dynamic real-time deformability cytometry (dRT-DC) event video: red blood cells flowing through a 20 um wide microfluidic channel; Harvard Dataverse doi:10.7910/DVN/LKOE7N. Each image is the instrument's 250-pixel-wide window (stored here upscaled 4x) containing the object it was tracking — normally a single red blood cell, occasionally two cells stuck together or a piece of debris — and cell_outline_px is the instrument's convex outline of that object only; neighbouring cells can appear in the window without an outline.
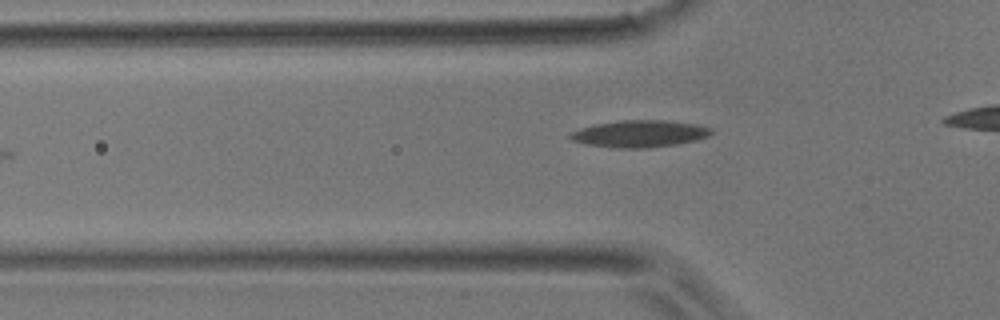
{"species": "common noctule bat (a hibernating species)", "species_latin": "Nyctalus noctula", "temperature_condition": "room temperature", "stored_images_in_passage": 13, "camera_frame_rate_fps": 3000, "um_per_image_px": 0.085, "animal": {"sex": "male", "body_mass_g": 17.9}, "frame": {"image": 1, "passage_image": 4, "time_ms": 1.0, "image_size_px": [1000, 320], "cell_outline_px": [[712, 132], [708, 136], [696, 140], [676, 144], [644, 148], [616, 148], [584, 144], [572, 140], [568, 136], [572, 132], [580, 128], [596, 124], [624, 120], [660, 120], [696, 124], [712, 128]], "centroid_in_image_um": [54.35, 11.37], "position_along_channel_um": 71.4, "area_um2": 21.96}}
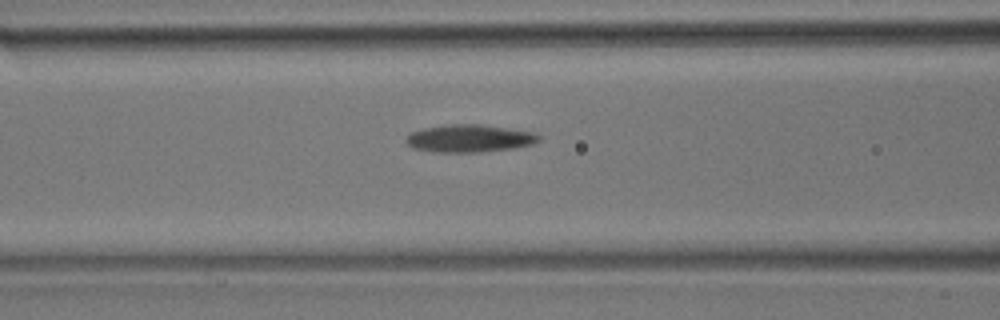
{"frame": {"image": 2, "passage_image": 8, "time_ms": 2.333, "image_size_px": [1000, 320], "cell_outline_px": [[540, 140], [536, 144], [512, 148], [480, 152], [432, 152], [412, 148], [404, 140], [412, 132], [424, 128], [444, 124], [480, 124], [536, 132], [540, 136]], "centroid_in_image_um": [39.92, 11.76], "position_along_channel_um": 126.7, "area_um2": 21.56}}
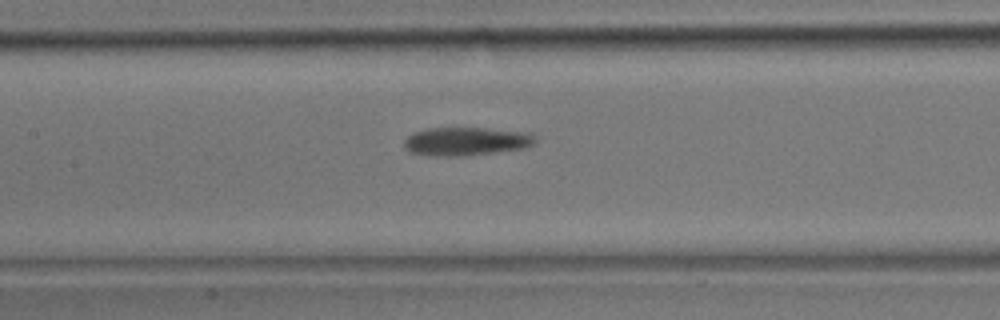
{"frame": {"image": 3, "passage_image": 11, "time_ms": 3.333, "image_size_px": [1000, 320], "cell_outline_px": [[536, 144], [528, 148], [460, 156], [436, 156], [408, 152], [404, 148], [404, 140], [412, 132], [428, 128], [484, 128], [528, 132], [536, 136]], "centroid_in_image_um": [39.64, 12.01], "position_along_channel_um": 167.8, "area_um2": 21.91}}